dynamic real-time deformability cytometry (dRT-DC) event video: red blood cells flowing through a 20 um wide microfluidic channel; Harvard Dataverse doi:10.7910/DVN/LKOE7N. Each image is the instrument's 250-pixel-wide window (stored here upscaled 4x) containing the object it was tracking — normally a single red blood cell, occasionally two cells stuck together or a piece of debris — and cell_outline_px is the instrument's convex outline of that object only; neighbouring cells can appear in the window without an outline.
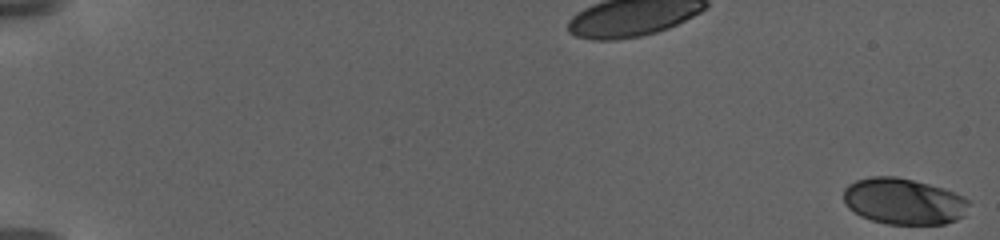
{"species": "human", "species_latin": "Homo sapiens", "temperature_condition": "warm", "stored_images_in_passage": 28, "camera_frame_rate_fps": 3000, "um_per_image_px": 0.085, "donor": {"sex": "female"}, "frame": {"image": 1, "passage_image": 1, "time_ms": 0.0, "image_size_px": [1000, 240], "cell_outline_px": [[968, 204], [964, 216], [956, 220], [944, 224], [888, 224], [872, 220], [860, 216], [848, 208], [844, 200], [844, 188], [848, 184], [856, 180], [872, 176], [896, 176], [944, 188], [964, 196], [968, 200]], "centroid_in_image_um": [76.8, 17.11], "position_along_channel_um": 8.2, "area_um2": 33.81}}
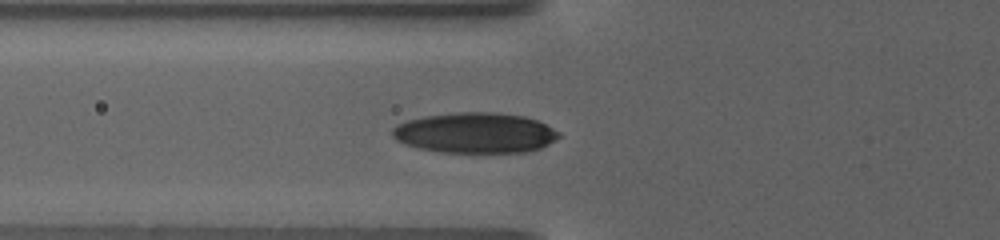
{"frame": {"image": 2, "passage_image": 21, "time_ms": 9.667, "image_size_px": [1000, 240], "cell_outline_px": [[560, 136], [548, 144], [540, 148], [528, 152], [440, 152], [416, 148], [404, 144], [396, 140], [392, 136], [392, 128], [396, 124], [408, 120], [424, 116], [460, 112], [496, 112], [524, 116], [536, 120], [560, 132]], "centroid_in_image_um": [40.36, 11.29], "position_along_channel_um": 85.4, "area_um2": 39.3}}
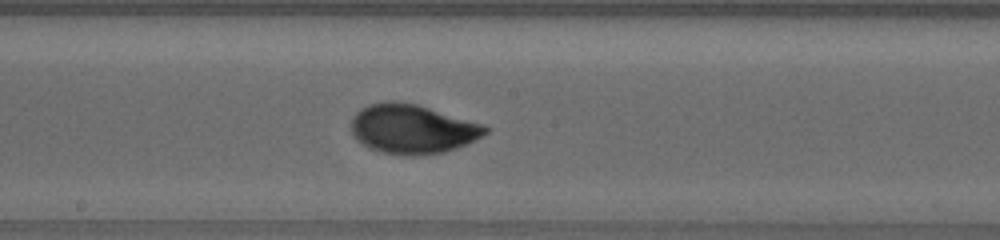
{"frame": {"image": 3, "passage_image": 28, "time_ms": 14.0, "image_size_px": [1000, 240], "cell_outline_px": [[488, 132], [456, 148], [444, 152], [416, 156], [408, 156], [384, 152], [368, 148], [356, 140], [352, 132], [352, 116], [360, 108], [368, 104], [388, 100], [392, 100], [416, 104], [484, 124], [488, 128]], "centroid_in_image_um": [35.01, 10.95], "position_along_channel_um": 213.2, "area_um2": 38.44}}